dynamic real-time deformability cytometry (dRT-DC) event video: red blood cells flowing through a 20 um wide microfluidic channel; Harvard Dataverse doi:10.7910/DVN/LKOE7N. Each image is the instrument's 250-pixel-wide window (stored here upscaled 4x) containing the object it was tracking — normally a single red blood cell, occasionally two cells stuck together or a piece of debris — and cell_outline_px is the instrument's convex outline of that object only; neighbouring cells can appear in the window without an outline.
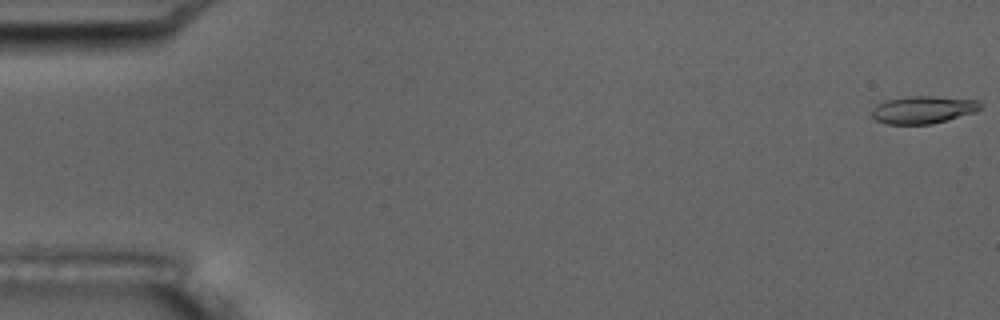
{"species": "common noctule bat (a hibernating species)", "species_latin": "Nyctalus noctula", "temperature_condition": "room temperature", "stored_images_in_passage": 5, "camera_frame_rate_fps": 3000, "um_per_image_px": 0.085, "animal": {"sex": "male", "body_mass_g": 17.5, "forearm_length_mm": 52.3}, "frame": {"image": 1, "passage_image": 1, "time_ms": 0.0, "image_size_px": [1000, 320], "cell_outline_px": [[980, 108], [976, 112], [948, 120], [932, 124], [888, 124], [876, 120], [872, 116], [872, 108], [876, 104], [884, 100], [908, 96], [936, 96], [980, 100]], "centroid_in_image_um": [78.46, 9.32], "position_along_channel_um": 6.5, "area_um2": 17.63}}
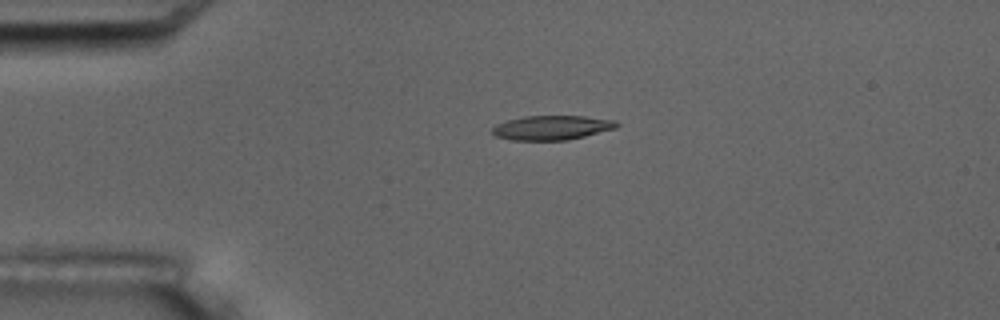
{"frame": {"image": 2, "passage_image": 4, "time_ms": 4.333, "image_size_px": [1000, 320], "cell_outline_px": [[620, 124], [616, 128], [568, 140], [512, 140], [496, 136], [492, 132], [492, 128], [496, 124], [508, 120], [524, 116], [584, 116], [616, 120]], "centroid_in_image_um": [46.92, 10.85], "position_along_channel_um": 38.1, "area_um2": 17.63}}